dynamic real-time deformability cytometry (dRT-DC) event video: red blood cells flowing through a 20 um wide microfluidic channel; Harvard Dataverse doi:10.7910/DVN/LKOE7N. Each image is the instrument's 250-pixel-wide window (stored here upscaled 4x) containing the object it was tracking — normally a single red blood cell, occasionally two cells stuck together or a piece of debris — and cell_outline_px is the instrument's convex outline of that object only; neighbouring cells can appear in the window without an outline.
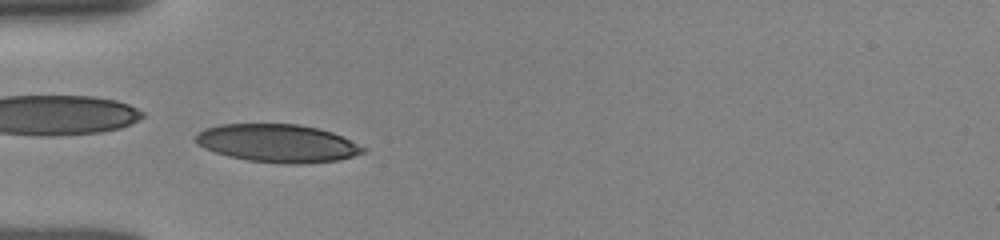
{"species": "human", "species_latin": "Homo sapiens", "temperature_condition": "room temperature", "stored_images_in_passage": 50, "camera_frame_rate_fps": 3000, "um_per_image_px": 0.085, "donor": {"sex": "female"}, "frame": {"image": 1, "passage_image": 15, "time_ms": 4.667, "image_size_px": [1000, 240], "cell_outline_px": [[368, 148], [364, 152], [340, 160], [304, 164], [284, 164], [248, 160], [228, 156], [204, 148], [196, 144], [192, 136], [196, 132], [204, 128], [220, 124], [300, 124], [320, 128], [332, 132]], "centroid_in_image_um": [23.56, 12.17], "position_along_channel_um": 61.4, "area_um2": 37.51}}
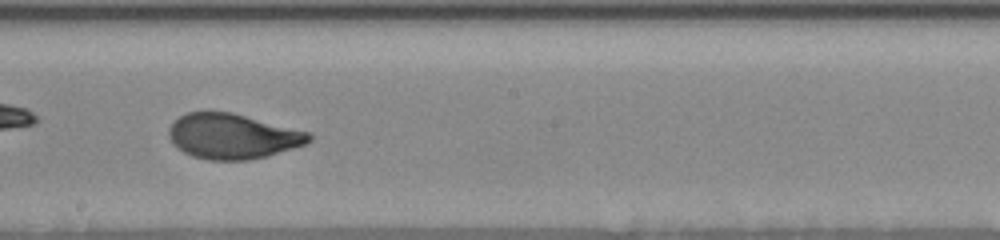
{"frame": {"image": 2, "passage_image": 28, "time_ms": 9.0, "image_size_px": [1000, 240], "cell_outline_px": [[312, 140], [304, 144], [268, 156], [248, 160], [208, 160], [192, 156], [184, 152], [168, 136], [168, 128], [180, 116], [188, 112], [232, 112], [312, 132]], "centroid_in_image_um": [19.81, 11.58], "position_along_channel_um": 228.4, "area_um2": 36.82}}
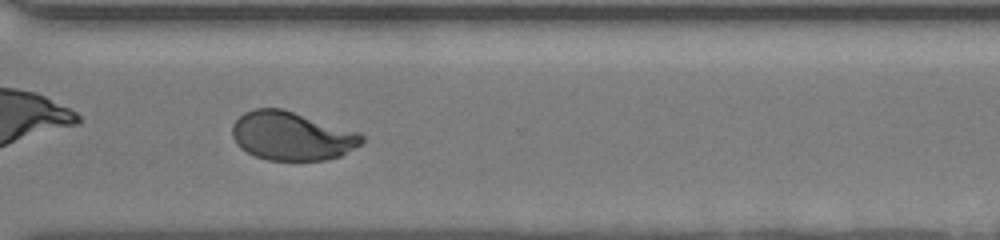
{"frame": {"image": 3, "passage_image": 37, "time_ms": 12.0, "image_size_px": [1000, 240], "cell_outline_px": [[364, 140], [360, 144], [340, 156], [324, 160], [268, 160], [256, 156], [240, 148], [236, 144], [232, 136], [232, 124], [244, 112], [256, 108], [280, 108], [360, 132], [364, 136]], "centroid_in_image_um": [24.78, 11.56], "position_along_channel_um": 345.8, "area_um2": 36.59}, "authors_computed_cell_mechanics": {"area_um2": 36.9342, "velocity_mm_per_s": 3.9252, "shape_relaxation_time_tau1_ms": 3.5313, "shape_relaxation_time_tau2_ms": null, "deformation_change_tau1": 0.1726, "deformation_change_tau2": null}}